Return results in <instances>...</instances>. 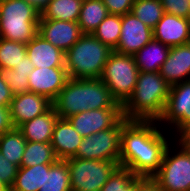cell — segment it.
Instances as JSON below:
<instances>
[{
  "mask_svg": "<svg viewBox=\"0 0 190 191\" xmlns=\"http://www.w3.org/2000/svg\"><path fill=\"white\" fill-rule=\"evenodd\" d=\"M169 135L157 121L129 120L122 128L119 165L135 175L151 178L174 140Z\"/></svg>",
  "mask_w": 190,
  "mask_h": 191,
  "instance_id": "1",
  "label": "cell"
},
{
  "mask_svg": "<svg viewBox=\"0 0 190 191\" xmlns=\"http://www.w3.org/2000/svg\"><path fill=\"white\" fill-rule=\"evenodd\" d=\"M118 102L100 78H71L52 102L59 118L67 119L80 112L113 108Z\"/></svg>",
  "mask_w": 190,
  "mask_h": 191,
  "instance_id": "2",
  "label": "cell"
},
{
  "mask_svg": "<svg viewBox=\"0 0 190 191\" xmlns=\"http://www.w3.org/2000/svg\"><path fill=\"white\" fill-rule=\"evenodd\" d=\"M170 85L159 72L139 71L133 94L122 105L128 120L158 121L163 114Z\"/></svg>",
  "mask_w": 190,
  "mask_h": 191,
  "instance_id": "3",
  "label": "cell"
},
{
  "mask_svg": "<svg viewBox=\"0 0 190 191\" xmlns=\"http://www.w3.org/2000/svg\"><path fill=\"white\" fill-rule=\"evenodd\" d=\"M113 50L92 34H83L65 52V68L71 78H101Z\"/></svg>",
  "mask_w": 190,
  "mask_h": 191,
  "instance_id": "4",
  "label": "cell"
},
{
  "mask_svg": "<svg viewBox=\"0 0 190 191\" xmlns=\"http://www.w3.org/2000/svg\"><path fill=\"white\" fill-rule=\"evenodd\" d=\"M40 16L25 0H0V38L27 44L38 34Z\"/></svg>",
  "mask_w": 190,
  "mask_h": 191,
  "instance_id": "5",
  "label": "cell"
},
{
  "mask_svg": "<svg viewBox=\"0 0 190 191\" xmlns=\"http://www.w3.org/2000/svg\"><path fill=\"white\" fill-rule=\"evenodd\" d=\"M151 178L161 191H190V149L174 139L164 153L159 170Z\"/></svg>",
  "mask_w": 190,
  "mask_h": 191,
  "instance_id": "6",
  "label": "cell"
},
{
  "mask_svg": "<svg viewBox=\"0 0 190 191\" xmlns=\"http://www.w3.org/2000/svg\"><path fill=\"white\" fill-rule=\"evenodd\" d=\"M139 74L133 55L112 51L104 66L101 80L112 97L123 105L133 94Z\"/></svg>",
  "mask_w": 190,
  "mask_h": 191,
  "instance_id": "7",
  "label": "cell"
},
{
  "mask_svg": "<svg viewBox=\"0 0 190 191\" xmlns=\"http://www.w3.org/2000/svg\"><path fill=\"white\" fill-rule=\"evenodd\" d=\"M71 191H100L108 178L120 166L115 161L67 159Z\"/></svg>",
  "mask_w": 190,
  "mask_h": 191,
  "instance_id": "8",
  "label": "cell"
},
{
  "mask_svg": "<svg viewBox=\"0 0 190 191\" xmlns=\"http://www.w3.org/2000/svg\"><path fill=\"white\" fill-rule=\"evenodd\" d=\"M128 121L123 117L114 127L83 138L74 158L119 163L122 128Z\"/></svg>",
  "mask_w": 190,
  "mask_h": 191,
  "instance_id": "9",
  "label": "cell"
},
{
  "mask_svg": "<svg viewBox=\"0 0 190 191\" xmlns=\"http://www.w3.org/2000/svg\"><path fill=\"white\" fill-rule=\"evenodd\" d=\"M157 122L164 130H168L174 139L190 125L189 80L170 86L163 114Z\"/></svg>",
  "mask_w": 190,
  "mask_h": 191,
  "instance_id": "10",
  "label": "cell"
},
{
  "mask_svg": "<svg viewBox=\"0 0 190 191\" xmlns=\"http://www.w3.org/2000/svg\"><path fill=\"white\" fill-rule=\"evenodd\" d=\"M123 118L122 105L77 113L67 118L83 137L114 127Z\"/></svg>",
  "mask_w": 190,
  "mask_h": 191,
  "instance_id": "11",
  "label": "cell"
},
{
  "mask_svg": "<svg viewBox=\"0 0 190 191\" xmlns=\"http://www.w3.org/2000/svg\"><path fill=\"white\" fill-rule=\"evenodd\" d=\"M152 39L153 29L129 12L122 15L120 39L114 51L134 55Z\"/></svg>",
  "mask_w": 190,
  "mask_h": 191,
  "instance_id": "12",
  "label": "cell"
},
{
  "mask_svg": "<svg viewBox=\"0 0 190 191\" xmlns=\"http://www.w3.org/2000/svg\"><path fill=\"white\" fill-rule=\"evenodd\" d=\"M69 79L65 67L37 68L28 76L29 91L54 101Z\"/></svg>",
  "mask_w": 190,
  "mask_h": 191,
  "instance_id": "13",
  "label": "cell"
},
{
  "mask_svg": "<svg viewBox=\"0 0 190 191\" xmlns=\"http://www.w3.org/2000/svg\"><path fill=\"white\" fill-rule=\"evenodd\" d=\"M53 106L47 97L33 92L13 96L9 109L14 128L47 112Z\"/></svg>",
  "mask_w": 190,
  "mask_h": 191,
  "instance_id": "14",
  "label": "cell"
},
{
  "mask_svg": "<svg viewBox=\"0 0 190 191\" xmlns=\"http://www.w3.org/2000/svg\"><path fill=\"white\" fill-rule=\"evenodd\" d=\"M38 34L64 53L83 35L78 22L39 19Z\"/></svg>",
  "mask_w": 190,
  "mask_h": 191,
  "instance_id": "15",
  "label": "cell"
},
{
  "mask_svg": "<svg viewBox=\"0 0 190 191\" xmlns=\"http://www.w3.org/2000/svg\"><path fill=\"white\" fill-rule=\"evenodd\" d=\"M190 36V19L164 13L153 28V39L169 47L185 45Z\"/></svg>",
  "mask_w": 190,
  "mask_h": 191,
  "instance_id": "16",
  "label": "cell"
},
{
  "mask_svg": "<svg viewBox=\"0 0 190 191\" xmlns=\"http://www.w3.org/2000/svg\"><path fill=\"white\" fill-rule=\"evenodd\" d=\"M159 73L170 86L188 81L190 74V47L188 44L171 47Z\"/></svg>",
  "mask_w": 190,
  "mask_h": 191,
  "instance_id": "17",
  "label": "cell"
},
{
  "mask_svg": "<svg viewBox=\"0 0 190 191\" xmlns=\"http://www.w3.org/2000/svg\"><path fill=\"white\" fill-rule=\"evenodd\" d=\"M83 137L68 119L58 118L55 123L51 145L58 160H67L76 155Z\"/></svg>",
  "mask_w": 190,
  "mask_h": 191,
  "instance_id": "18",
  "label": "cell"
},
{
  "mask_svg": "<svg viewBox=\"0 0 190 191\" xmlns=\"http://www.w3.org/2000/svg\"><path fill=\"white\" fill-rule=\"evenodd\" d=\"M26 51L34 67H65V53L45 40L40 34H37L26 44Z\"/></svg>",
  "mask_w": 190,
  "mask_h": 191,
  "instance_id": "19",
  "label": "cell"
},
{
  "mask_svg": "<svg viewBox=\"0 0 190 191\" xmlns=\"http://www.w3.org/2000/svg\"><path fill=\"white\" fill-rule=\"evenodd\" d=\"M59 115L52 106L44 114L23 123L18 129L22 132L26 141L51 142L52 134Z\"/></svg>",
  "mask_w": 190,
  "mask_h": 191,
  "instance_id": "20",
  "label": "cell"
},
{
  "mask_svg": "<svg viewBox=\"0 0 190 191\" xmlns=\"http://www.w3.org/2000/svg\"><path fill=\"white\" fill-rule=\"evenodd\" d=\"M169 46L152 39L133 56L141 72H159L168 57Z\"/></svg>",
  "mask_w": 190,
  "mask_h": 191,
  "instance_id": "21",
  "label": "cell"
},
{
  "mask_svg": "<svg viewBox=\"0 0 190 191\" xmlns=\"http://www.w3.org/2000/svg\"><path fill=\"white\" fill-rule=\"evenodd\" d=\"M39 191H71L67 160L45 164V180Z\"/></svg>",
  "mask_w": 190,
  "mask_h": 191,
  "instance_id": "22",
  "label": "cell"
},
{
  "mask_svg": "<svg viewBox=\"0 0 190 191\" xmlns=\"http://www.w3.org/2000/svg\"><path fill=\"white\" fill-rule=\"evenodd\" d=\"M108 14L102 0H83L78 19L82 33L92 34Z\"/></svg>",
  "mask_w": 190,
  "mask_h": 191,
  "instance_id": "23",
  "label": "cell"
},
{
  "mask_svg": "<svg viewBox=\"0 0 190 191\" xmlns=\"http://www.w3.org/2000/svg\"><path fill=\"white\" fill-rule=\"evenodd\" d=\"M83 0H52L40 19L78 22Z\"/></svg>",
  "mask_w": 190,
  "mask_h": 191,
  "instance_id": "24",
  "label": "cell"
},
{
  "mask_svg": "<svg viewBox=\"0 0 190 191\" xmlns=\"http://www.w3.org/2000/svg\"><path fill=\"white\" fill-rule=\"evenodd\" d=\"M25 146L26 139L18 128H13L0 136V152L19 168L21 167Z\"/></svg>",
  "mask_w": 190,
  "mask_h": 191,
  "instance_id": "25",
  "label": "cell"
},
{
  "mask_svg": "<svg viewBox=\"0 0 190 191\" xmlns=\"http://www.w3.org/2000/svg\"><path fill=\"white\" fill-rule=\"evenodd\" d=\"M57 160L51 142L26 141L21 167H32L38 164H53Z\"/></svg>",
  "mask_w": 190,
  "mask_h": 191,
  "instance_id": "26",
  "label": "cell"
},
{
  "mask_svg": "<svg viewBox=\"0 0 190 191\" xmlns=\"http://www.w3.org/2000/svg\"><path fill=\"white\" fill-rule=\"evenodd\" d=\"M45 180V164L20 167L11 188L14 191H39Z\"/></svg>",
  "mask_w": 190,
  "mask_h": 191,
  "instance_id": "27",
  "label": "cell"
},
{
  "mask_svg": "<svg viewBox=\"0 0 190 191\" xmlns=\"http://www.w3.org/2000/svg\"><path fill=\"white\" fill-rule=\"evenodd\" d=\"M122 26V16L108 14L106 18L93 31L92 35L103 44L114 50L119 42Z\"/></svg>",
  "mask_w": 190,
  "mask_h": 191,
  "instance_id": "28",
  "label": "cell"
},
{
  "mask_svg": "<svg viewBox=\"0 0 190 191\" xmlns=\"http://www.w3.org/2000/svg\"><path fill=\"white\" fill-rule=\"evenodd\" d=\"M145 178L133 174L128 168L119 166L100 191H136L137 186Z\"/></svg>",
  "mask_w": 190,
  "mask_h": 191,
  "instance_id": "29",
  "label": "cell"
},
{
  "mask_svg": "<svg viewBox=\"0 0 190 191\" xmlns=\"http://www.w3.org/2000/svg\"><path fill=\"white\" fill-rule=\"evenodd\" d=\"M131 13L153 29L165 12L160 0H135Z\"/></svg>",
  "mask_w": 190,
  "mask_h": 191,
  "instance_id": "30",
  "label": "cell"
},
{
  "mask_svg": "<svg viewBox=\"0 0 190 191\" xmlns=\"http://www.w3.org/2000/svg\"><path fill=\"white\" fill-rule=\"evenodd\" d=\"M26 56V44L0 38V70L13 69Z\"/></svg>",
  "mask_w": 190,
  "mask_h": 191,
  "instance_id": "31",
  "label": "cell"
},
{
  "mask_svg": "<svg viewBox=\"0 0 190 191\" xmlns=\"http://www.w3.org/2000/svg\"><path fill=\"white\" fill-rule=\"evenodd\" d=\"M0 73L13 96L29 92L28 74L17 73L12 69H2Z\"/></svg>",
  "mask_w": 190,
  "mask_h": 191,
  "instance_id": "32",
  "label": "cell"
},
{
  "mask_svg": "<svg viewBox=\"0 0 190 191\" xmlns=\"http://www.w3.org/2000/svg\"><path fill=\"white\" fill-rule=\"evenodd\" d=\"M164 12L190 19V0H160Z\"/></svg>",
  "mask_w": 190,
  "mask_h": 191,
  "instance_id": "33",
  "label": "cell"
},
{
  "mask_svg": "<svg viewBox=\"0 0 190 191\" xmlns=\"http://www.w3.org/2000/svg\"><path fill=\"white\" fill-rule=\"evenodd\" d=\"M19 167L10 162L0 152V181L4 183L8 188L14 183Z\"/></svg>",
  "mask_w": 190,
  "mask_h": 191,
  "instance_id": "34",
  "label": "cell"
},
{
  "mask_svg": "<svg viewBox=\"0 0 190 191\" xmlns=\"http://www.w3.org/2000/svg\"><path fill=\"white\" fill-rule=\"evenodd\" d=\"M109 14L125 15L132 10L135 0H102Z\"/></svg>",
  "mask_w": 190,
  "mask_h": 191,
  "instance_id": "35",
  "label": "cell"
},
{
  "mask_svg": "<svg viewBox=\"0 0 190 191\" xmlns=\"http://www.w3.org/2000/svg\"><path fill=\"white\" fill-rule=\"evenodd\" d=\"M14 128L9 107L0 106V136Z\"/></svg>",
  "mask_w": 190,
  "mask_h": 191,
  "instance_id": "36",
  "label": "cell"
},
{
  "mask_svg": "<svg viewBox=\"0 0 190 191\" xmlns=\"http://www.w3.org/2000/svg\"><path fill=\"white\" fill-rule=\"evenodd\" d=\"M13 94L10 91V87L4 81L2 74L0 73V106L9 107Z\"/></svg>",
  "mask_w": 190,
  "mask_h": 191,
  "instance_id": "37",
  "label": "cell"
},
{
  "mask_svg": "<svg viewBox=\"0 0 190 191\" xmlns=\"http://www.w3.org/2000/svg\"><path fill=\"white\" fill-rule=\"evenodd\" d=\"M33 69L34 65L31 63L28 56H26L23 58V60H21V62L18 65H15L12 70H14L17 73L28 74L29 76Z\"/></svg>",
  "mask_w": 190,
  "mask_h": 191,
  "instance_id": "38",
  "label": "cell"
},
{
  "mask_svg": "<svg viewBox=\"0 0 190 191\" xmlns=\"http://www.w3.org/2000/svg\"><path fill=\"white\" fill-rule=\"evenodd\" d=\"M136 191H161L158 184L152 179L146 177L136 188Z\"/></svg>",
  "mask_w": 190,
  "mask_h": 191,
  "instance_id": "39",
  "label": "cell"
},
{
  "mask_svg": "<svg viewBox=\"0 0 190 191\" xmlns=\"http://www.w3.org/2000/svg\"><path fill=\"white\" fill-rule=\"evenodd\" d=\"M29 5H31L40 15L48 7L52 0H25Z\"/></svg>",
  "mask_w": 190,
  "mask_h": 191,
  "instance_id": "40",
  "label": "cell"
},
{
  "mask_svg": "<svg viewBox=\"0 0 190 191\" xmlns=\"http://www.w3.org/2000/svg\"><path fill=\"white\" fill-rule=\"evenodd\" d=\"M175 139L183 147L190 149V125H188Z\"/></svg>",
  "mask_w": 190,
  "mask_h": 191,
  "instance_id": "41",
  "label": "cell"
},
{
  "mask_svg": "<svg viewBox=\"0 0 190 191\" xmlns=\"http://www.w3.org/2000/svg\"><path fill=\"white\" fill-rule=\"evenodd\" d=\"M8 187L0 181V191H5Z\"/></svg>",
  "mask_w": 190,
  "mask_h": 191,
  "instance_id": "42",
  "label": "cell"
},
{
  "mask_svg": "<svg viewBox=\"0 0 190 191\" xmlns=\"http://www.w3.org/2000/svg\"><path fill=\"white\" fill-rule=\"evenodd\" d=\"M188 46L190 47V36L188 38V42H187Z\"/></svg>",
  "mask_w": 190,
  "mask_h": 191,
  "instance_id": "43",
  "label": "cell"
},
{
  "mask_svg": "<svg viewBox=\"0 0 190 191\" xmlns=\"http://www.w3.org/2000/svg\"><path fill=\"white\" fill-rule=\"evenodd\" d=\"M5 191H14L12 188H8Z\"/></svg>",
  "mask_w": 190,
  "mask_h": 191,
  "instance_id": "44",
  "label": "cell"
}]
</instances>
